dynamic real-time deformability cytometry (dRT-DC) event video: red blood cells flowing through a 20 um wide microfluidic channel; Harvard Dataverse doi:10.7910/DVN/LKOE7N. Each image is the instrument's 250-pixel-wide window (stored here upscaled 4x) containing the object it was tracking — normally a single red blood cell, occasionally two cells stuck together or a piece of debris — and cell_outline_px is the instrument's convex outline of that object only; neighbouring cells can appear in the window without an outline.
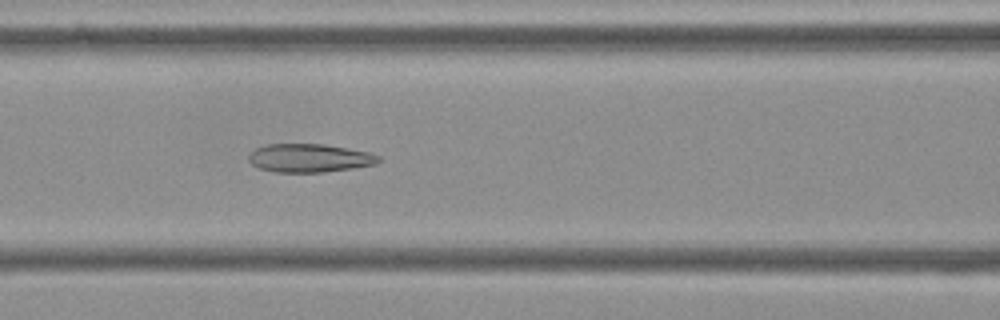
{"species": "Egyptian fruit bat (a non-hibernating species)", "species_latin": "Rousettus aegyptiacus", "temperature_condition": "cold", "stored_images_in_passage": 46, "camera_frame_rate_fps": 3000, "um_per_image_px": 0.085, "frame": {"image": 1, "passage_image": 14, "time_ms": 4.333, "image_size_px": [1000, 320], "cell_outline_px": [[380, 160], [376, 164], [352, 168], [324, 172], [276, 172], [260, 168], [252, 164], [248, 160], [248, 156], [256, 148], [264, 144], [324, 144], [348, 148], [368, 152], [380, 156]], "centroid_in_image_um": [26.3, 13.43], "position_along_channel_um": 140.3, "area_um2": 21.44}}
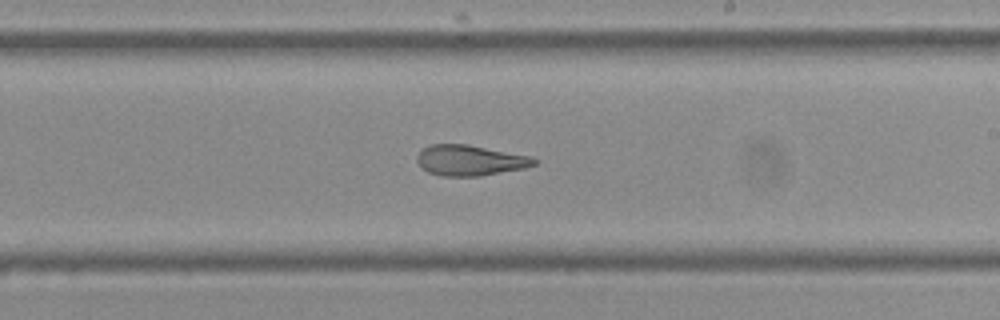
{"frame": {"image": 2, "passage_image": 23, "time_ms": 7.333, "image_size_px": [1000, 320], "cell_outline_px": [[540, 160], [536, 164], [524, 168], [480, 176], [444, 176], [428, 172], [416, 160], [416, 156], [424, 148], [432, 144], [468, 144], [532, 156]], "centroid_in_image_um": [40.0, 13.62], "position_along_channel_um": 249.0, "area_um2": 20.87}}
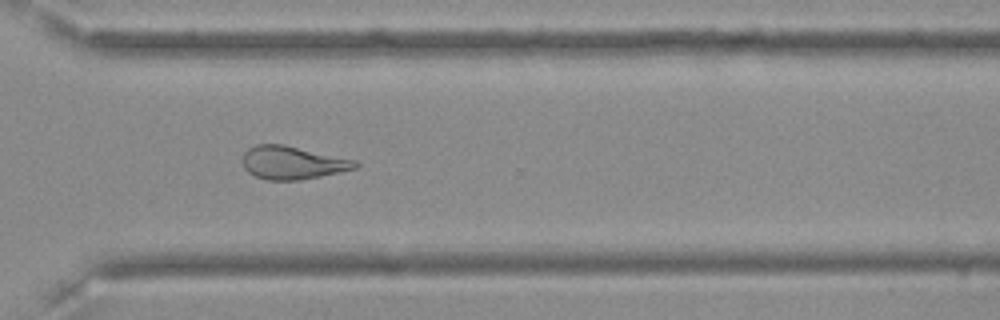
{"frame": {"image": 3, "passage_image": 31, "time_ms": 10.0, "image_size_px": [1000, 320], "cell_outline_px": [[360, 164], [356, 168], [340, 172], [300, 180], [268, 180], [256, 176], [248, 172], [244, 168], [244, 152], [248, 148], [256, 144], [284, 144], [356, 160]], "centroid_in_image_um": [24.88, 13.82], "position_along_channel_um": 345.7, "area_um2": 21.68}, "authors_computed_cell_mechanics": {"area_um2": 22.6287, "velocity_mm_per_s": 3.6335, "shape_relaxation_time_tau1_ms": null, "shape_relaxation_time_tau2_ms": 3.1847, "deformation_change_tau1": null, "deformation_change_tau2": 0.1126}}